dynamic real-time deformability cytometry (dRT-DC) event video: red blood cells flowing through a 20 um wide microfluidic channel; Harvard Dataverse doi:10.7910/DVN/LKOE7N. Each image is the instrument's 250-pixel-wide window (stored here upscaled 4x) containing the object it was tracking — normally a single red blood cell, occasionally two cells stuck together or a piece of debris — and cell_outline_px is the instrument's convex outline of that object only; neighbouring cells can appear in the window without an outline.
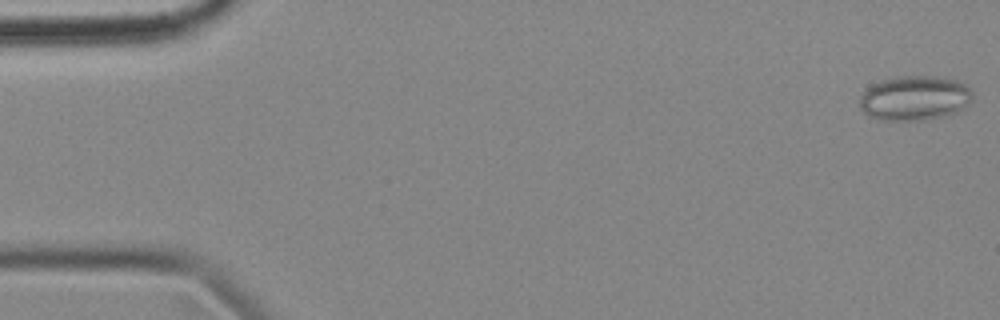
{"species": "common noctule bat (a hibernating species)", "species_latin": "Nyctalus noctula", "temperature_condition": "cold", "stored_images_in_passage": 56, "camera_frame_rate_fps": 3000, "um_per_image_px": 0.085, "animal": {"sex": "female", "body_mass_g": 18.4}, "frame": {"image": 1, "passage_image": 1, "time_ms": 0.0, "image_size_px": [1000, 320], "cell_outline_px": [[972, 100], [968, 104], [956, 112], [944, 116], [924, 120], [880, 120], [868, 116], [860, 108], [860, 96], [872, 84], [880, 80], [896, 76], [932, 76], [956, 80], [968, 84], [972, 92]], "centroid_in_image_um": [77.74, 8.33], "position_along_channel_um": 7.3, "area_um2": 29.59}}
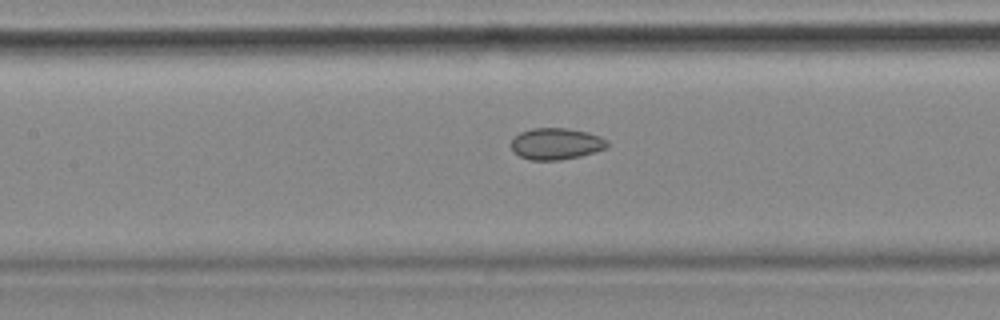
{"frame": {"image": 2, "passage_image": 25, "time_ms": 8.0, "image_size_px": [1000, 320], "cell_outline_px": [[608, 148], [596, 152], [580, 156], [560, 160], [528, 160], [520, 156], [512, 148], [512, 140], [520, 132], [532, 128], [568, 128], [588, 132], [600, 136], [608, 140]], "centroid_in_image_um": [47.32, 12.22], "position_along_channel_um": 160.1, "area_um2": 17.74}, "authors_computed_cell_mechanics": {"area_um2": 19.074, "velocity_mm_per_s": 3.546, "shape_relaxation_time_tau1_ms": null, "shape_relaxation_time_tau2_ms": 3.234, "deformation_change_tau1": null, "deformation_change_tau2": 0.0587}}